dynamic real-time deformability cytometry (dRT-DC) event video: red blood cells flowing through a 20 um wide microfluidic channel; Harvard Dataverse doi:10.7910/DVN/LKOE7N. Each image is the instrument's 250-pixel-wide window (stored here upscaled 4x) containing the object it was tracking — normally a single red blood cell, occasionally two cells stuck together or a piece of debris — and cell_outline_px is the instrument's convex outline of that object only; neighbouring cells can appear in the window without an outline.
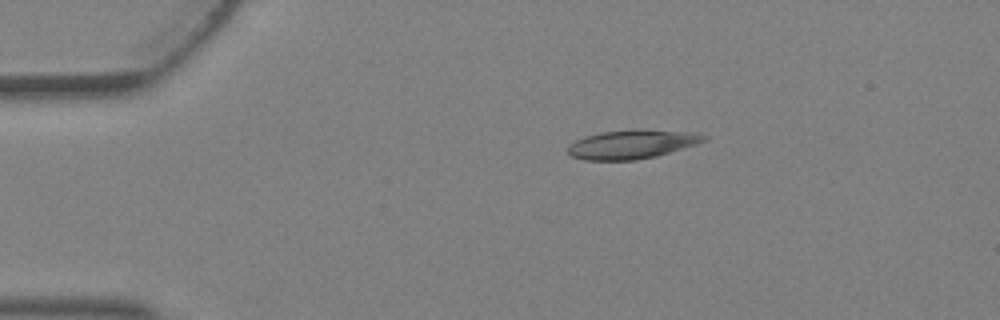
{"species": "Egyptian fruit bat (a non-hibernating species)", "species_latin": "Rousettus aegyptiacus", "temperature_condition": "warm", "stored_images_in_passage": 4, "camera_frame_rate_fps": 3000, "um_per_image_px": 0.085, "animal": {"sex": "female"}, "frame": {"image": 1, "passage_image": 2, "time_ms": 0.333, "image_size_px": [1000, 320], "cell_outline_px": [[708, 140], [696, 144], [656, 156], [636, 160], [584, 160], [572, 156], [568, 152], [568, 144], [584, 136], [600, 132], [696, 132], [708, 136]], "centroid_in_image_um": [53.67, 12.31], "position_along_channel_um": 31.3, "area_um2": 21.91}}